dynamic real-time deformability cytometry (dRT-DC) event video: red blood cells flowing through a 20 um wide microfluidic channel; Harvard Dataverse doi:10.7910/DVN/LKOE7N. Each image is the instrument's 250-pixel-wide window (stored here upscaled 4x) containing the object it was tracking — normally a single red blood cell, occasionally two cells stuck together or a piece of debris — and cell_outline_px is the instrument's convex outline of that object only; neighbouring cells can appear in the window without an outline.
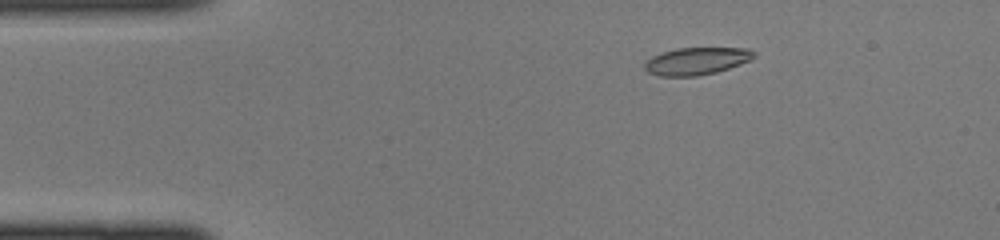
{"species": "common noctule bat (a hibernating species)", "species_latin": "Nyctalus noctula", "temperature_condition": "cold", "stored_images_in_passage": 44, "camera_frame_rate_fps": 3000, "um_per_image_px": 0.085, "animal": {"sex": "female", "body_mass_g": 22.0, "forearm_length_mm": 56.7}, "frame": {"image": 1, "passage_image": 7, "time_ms": 2.0, "image_size_px": [1000, 240], "cell_outline_px": [[756, 56], [752, 60], [716, 72], [696, 76], [660, 76], [648, 72], [644, 68], [644, 60], [660, 52], [676, 48], [748, 48], [756, 52]], "centroid_in_image_um": [59.19, 5.18], "position_along_channel_um": 25.8, "area_um2": 17.63}}
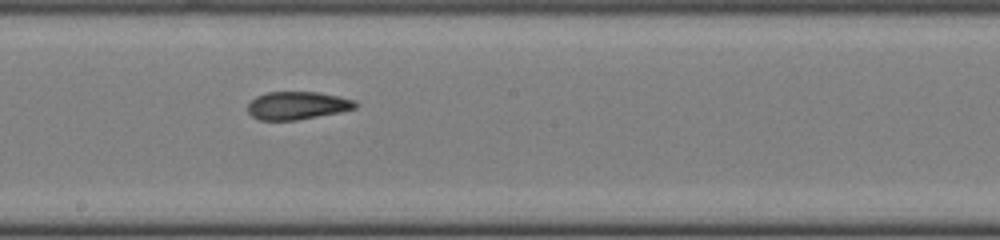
{"frame": {"image": 2, "passage_image": 24, "time_ms": 7.667, "image_size_px": [1000, 240], "cell_outline_px": [[356, 108], [340, 112], [296, 120], [260, 120], [252, 116], [248, 112], [248, 104], [256, 96], [268, 92], [320, 92], [340, 96], [356, 100]], "centroid_in_image_um": [25.28, 8.96], "position_along_channel_um": 222.9, "area_um2": 17.51}}
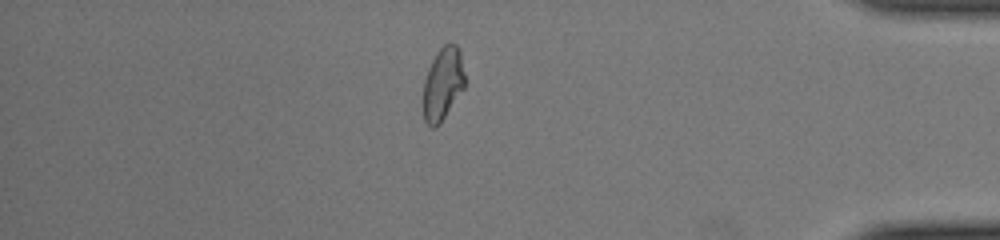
{"frame": {"image": 3, "passage_image": 38, "time_ms": 12.333, "image_size_px": [1000, 240], "cell_outline_px": [[464, 88], [440, 124], [436, 128], [432, 128], [424, 120], [424, 80], [428, 68], [436, 52], [448, 40], [456, 44], [460, 52], [464, 72]], "centroid_in_image_um": [37.64, 7.1], "position_along_channel_um": 397.6, "area_um2": 17.69}}